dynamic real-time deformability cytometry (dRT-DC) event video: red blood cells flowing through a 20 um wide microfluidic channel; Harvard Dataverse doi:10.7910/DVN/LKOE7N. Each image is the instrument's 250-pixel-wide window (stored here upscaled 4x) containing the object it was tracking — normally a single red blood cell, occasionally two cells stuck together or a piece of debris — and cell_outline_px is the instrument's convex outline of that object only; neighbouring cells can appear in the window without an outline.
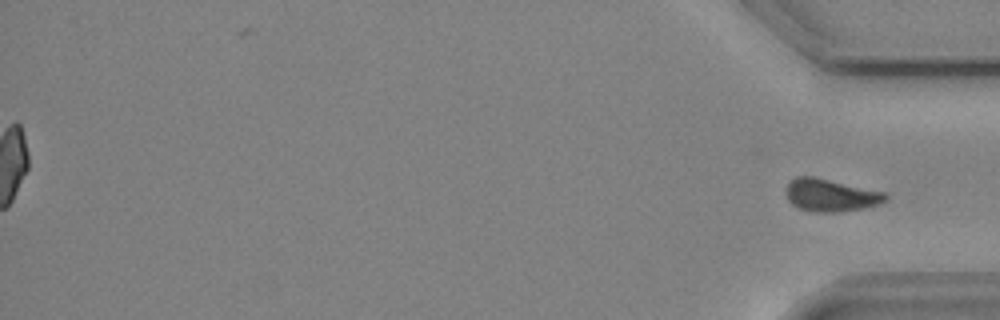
{"species": "common noctule bat (a hibernating species)", "species_latin": "Nyctalus noctula", "temperature_condition": "cold", "stored_images_in_passage": 55, "segment_of_instrument_passage": [2, 2], "camera_frame_rate_fps": 3000, "um_per_image_px": 0.085, "animal": {"sex": "male", "body_mass_g": 19.2, "forearm_length_mm": 51.8}, "frame": {"image": 1, "passage_image": 55, "time_ms": 18.0, "image_size_px": [1000, 320], "cell_outline_px": [[888, 200], [880, 204], [864, 208], [836, 212], [816, 212], [800, 208], [792, 204], [788, 200], [788, 184], [796, 176], [812, 176], [884, 192], [888, 196]], "centroid_in_image_um": [70.65, 16.6], "position_along_channel_um": 364.6, "area_um2": 18.55}}